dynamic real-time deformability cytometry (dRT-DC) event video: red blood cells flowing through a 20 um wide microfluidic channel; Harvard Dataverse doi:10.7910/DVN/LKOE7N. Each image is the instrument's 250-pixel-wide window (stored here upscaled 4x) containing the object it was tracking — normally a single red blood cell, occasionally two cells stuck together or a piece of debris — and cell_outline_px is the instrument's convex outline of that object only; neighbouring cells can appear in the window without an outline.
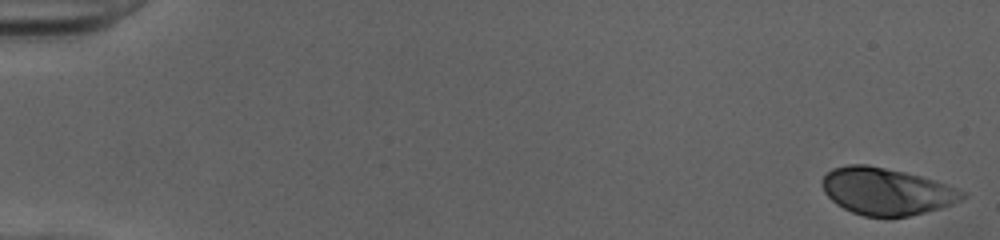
{"species": "human", "species_latin": "Homo sapiens", "temperature_condition": "cold", "stored_images_in_passage": 51, "camera_frame_rate_fps": 3000, "um_per_image_px": 0.085, "donor": {"sex": "female"}, "frame": {"image": 1, "passage_image": 1, "time_ms": 0.0, "image_size_px": [1000, 240], "cell_outline_px": [[968, 196], [952, 204], [940, 208], [908, 216], [864, 216], [852, 212], [836, 204], [824, 192], [820, 184], [820, 180], [832, 168], [848, 164], [868, 164], [904, 172], [936, 180], [968, 192]], "centroid_in_image_um": [75.34, 16.25], "position_along_channel_um": 9.7, "area_um2": 38.49}}
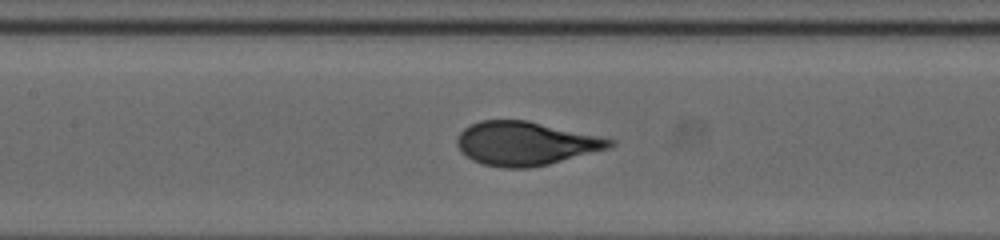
{"frame": {"image": 2, "passage_image": 25, "time_ms": 8.0, "image_size_px": [1000, 240], "cell_outline_px": [[616, 144], [608, 148], [548, 164], [528, 168], [504, 168], [484, 164], [472, 160], [460, 152], [456, 144], [456, 140], [460, 132], [464, 128], [480, 120], [528, 120], [600, 136], [616, 140]], "centroid_in_image_um": [44.65, 12.19], "position_along_channel_um": 162.8, "area_um2": 38.84}}
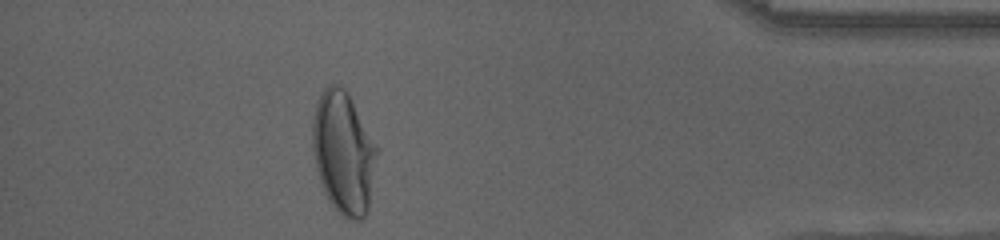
{"frame": {"image": 3, "passage_image": 46, "time_ms": 15.0, "image_size_px": [1000, 240], "cell_outline_px": [[380, 152], [368, 212], [360, 220], [348, 220], [328, 200], [324, 192], [316, 168], [312, 148], [312, 120], [316, 104], [324, 88], [328, 84], [336, 84], [344, 88], [348, 92], [380, 148]], "centroid_in_image_um": [29.25, 12.97], "position_along_channel_um": 406.0, "area_um2": 46.88}, "authors_computed_cell_mechanics": {"area_um2": 39.0728, "velocity_mm_per_s": 4.024, "shape_relaxation_time_tau1_ms": 4.3807, "shape_relaxation_time_tau2_ms": null, "deformation_change_tau1": 0.2148, "deformation_change_tau2": null}}